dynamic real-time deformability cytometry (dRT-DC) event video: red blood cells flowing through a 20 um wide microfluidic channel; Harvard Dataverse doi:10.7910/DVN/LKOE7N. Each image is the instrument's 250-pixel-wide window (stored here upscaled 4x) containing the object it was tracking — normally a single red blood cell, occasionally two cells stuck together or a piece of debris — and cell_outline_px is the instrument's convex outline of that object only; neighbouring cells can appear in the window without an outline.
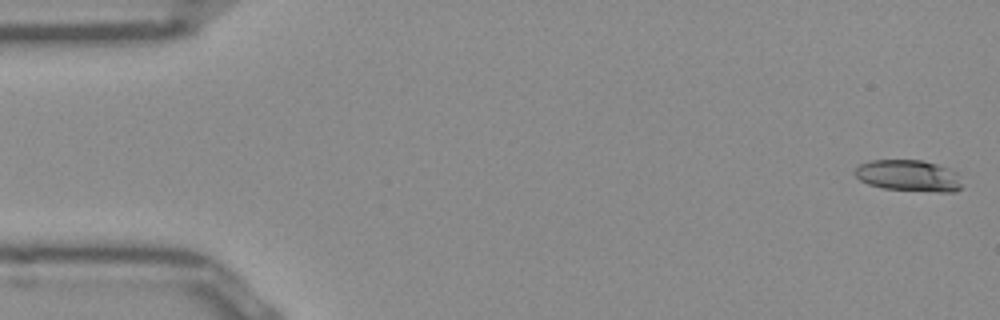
{"species": "Egyptian fruit bat (a non-hibernating species)", "species_latin": "Rousettus aegyptiacus", "temperature_condition": "room temperature", "stored_images_in_passage": 8, "camera_frame_rate_fps": 3000, "um_per_image_px": 0.085, "frame": {"image": 1, "passage_image": 1, "time_ms": 0.0, "image_size_px": [1000, 320], "cell_outline_px": [[960, 188], [956, 192], [936, 192], [884, 188], [868, 184], [860, 180], [856, 176], [856, 168], [860, 164], [868, 160], [920, 160], [936, 164], [960, 172]], "centroid_in_image_um": [77.27, 14.93], "position_along_channel_um": 7.7, "area_um2": 19.65}}